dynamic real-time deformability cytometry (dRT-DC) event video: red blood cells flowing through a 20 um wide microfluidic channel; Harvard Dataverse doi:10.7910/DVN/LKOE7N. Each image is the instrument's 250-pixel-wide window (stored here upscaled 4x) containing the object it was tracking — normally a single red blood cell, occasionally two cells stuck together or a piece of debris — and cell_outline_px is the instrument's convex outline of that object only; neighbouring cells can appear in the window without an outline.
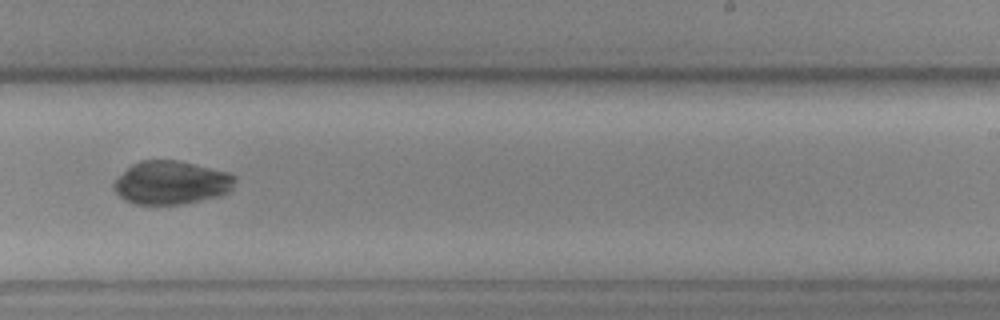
{"species": "common noctule bat (a hibernating species)", "species_latin": "Nyctalus noctula", "temperature_condition": "cold", "stored_images_in_passage": 7, "camera_frame_rate_fps": 3000, "um_per_image_px": 0.085, "animal": {"sex": "female", "body_mass_g": 19.3, "forearm_length_mm": 54.1}, "frame": {"image": 1, "passage_image": 6, "time_ms": 6.0, "image_size_px": [1000, 320], "cell_outline_px": [[236, 180], [232, 188], [228, 192], [216, 196], [184, 204], [132, 204], [124, 200], [116, 192], [112, 184], [132, 164], [140, 160], [176, 160], [228, 172], [236, 176]], "centroid_in_image_um": [14.55, 15.53], "position_along_channel_um": 274.4, "area_um2": 30.4}}